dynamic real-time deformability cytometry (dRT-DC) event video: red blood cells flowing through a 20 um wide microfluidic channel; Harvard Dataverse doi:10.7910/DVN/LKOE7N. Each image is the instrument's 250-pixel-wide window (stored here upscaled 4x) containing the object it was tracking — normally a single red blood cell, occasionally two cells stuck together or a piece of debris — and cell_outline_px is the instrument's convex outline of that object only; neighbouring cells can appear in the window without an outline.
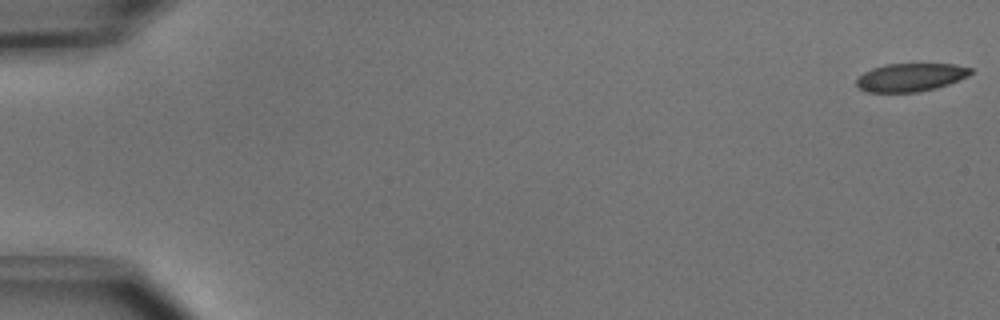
{"species": "common noctule bat (a hibernating species)", "species_latin": "Nyctalus noctula", "temperature_condition": "cold", "stored_images_in_passage": 16, "camera_frame_rate_fps": 3000, "um_per_image_px": 0.085, "animal": {"sex": "male", "body_mass_g": 15.6}, "frame": {"image": 1, "passage_image": 1, "time_ms": 0.0, "image_size_px": [1000, 320], "cell_outline_px": [[972, 72], [968, 76], [948, 84], [936, 88], [916, 92], [868, 92], [860, 88], [856, 84], [856, 80], [864, 72], [872, 68], [888, 64], [956, 64], [972, 68]], "centroid_in_image_um": [77.41, 6.57], "position_along_channel_um": 7.6, "area_um2": 18.61}}
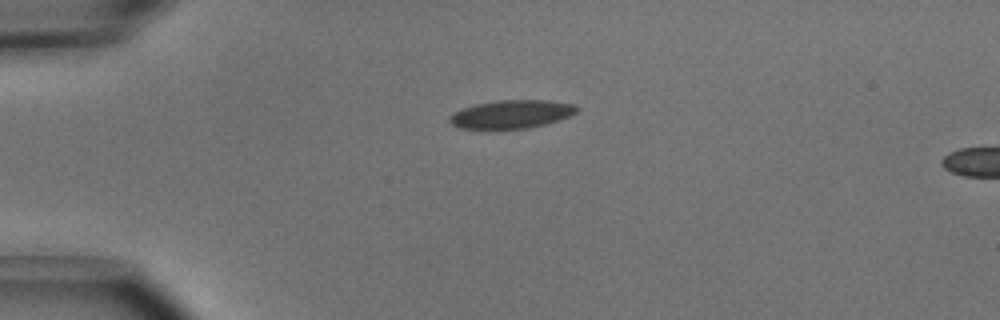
{"frame": {"image": 2, "passage_image": 13, "time_ms": 4.0, "image_size_px": [1000, 320], "cell_outline_px": [[580, 108], [576, 112], [568, 116], [544, 124], [528, 128], [488, 132], [460, 128], [452, 124], [448, 120], [448, 116], [452, 112], [460, 108], [476, 104], [496, 100], [548, 100], [572, 104]], "centroid_in_image_um": [43.34, 9.75], "position_along_channel_um": 41.7, "area_um2": 21.79}}